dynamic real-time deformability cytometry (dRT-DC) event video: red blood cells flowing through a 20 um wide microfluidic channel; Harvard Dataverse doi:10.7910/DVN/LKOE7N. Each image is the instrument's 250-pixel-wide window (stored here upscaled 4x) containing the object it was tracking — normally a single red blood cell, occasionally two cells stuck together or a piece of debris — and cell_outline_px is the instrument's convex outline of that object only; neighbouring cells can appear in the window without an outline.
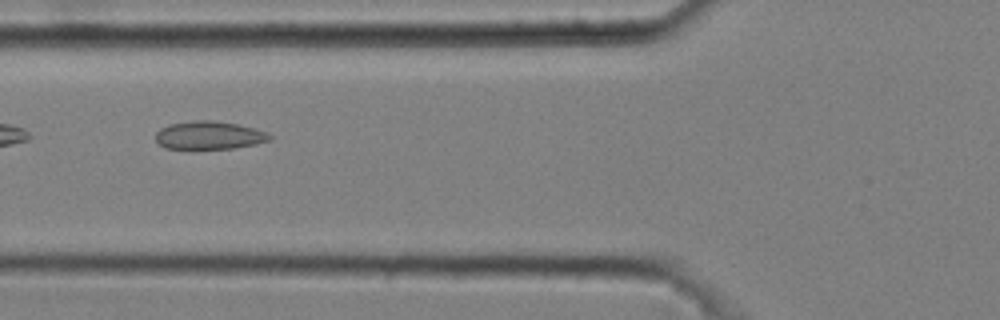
{"species": "common noctule bat (a hibernating species)", "species_latin": "Nyctalus noctula", "temperature_condition": "cold", "stored_images_in_passage": 12, "camera_frame_rate_fps": 3000, "um_per_image_px": 0.085, "animal": {"sex": "male", "body_mass_g": 20.4}, "frame": {"image": 1, "passage_image": 5, "time_ms": 1.333, "image_size_px": [1000, 320], "cell_outline_px": [[272, 140], [256, 144], [236, 148], [192, 152], [164, 148], [156, 140], [156, 132], [160, 128], [168, 124], [192, 120], [212, 120], [236, 124], [256, 128], [268, 132], [272, 136]], "centroid_in_image_um": [17.76, 11.55], "position_along_channel_um": 108.0, "area_um2": 19.83}}
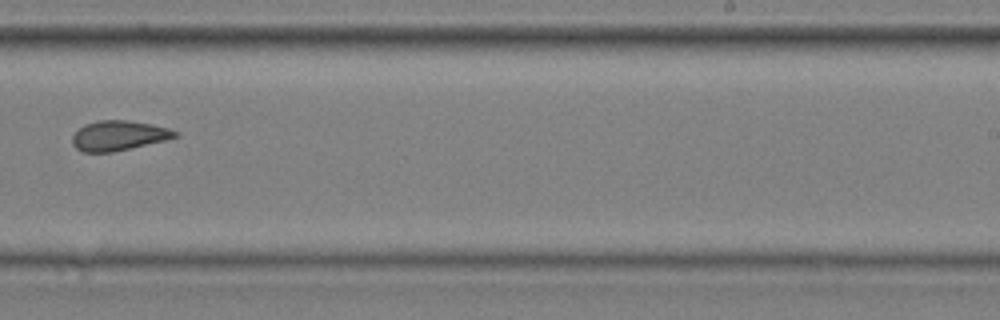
{"frame": {"image": 2, "passage_image": 9, "time_ms": 2.667, "image_size_px": [1000, 320], "cell_outline_px": [[180, 136], [164, 140], [112, 152], [84, 152], [76, 148], [72, 144], [72, 136], [84, 124], [100, 120], [128, 120], [152, 124], [168, 128], [180, 132]], "centroid_in_image_um": [10.1, 11.51], "position_along_channel_um": 278.9, "area_um2": 17.8}}
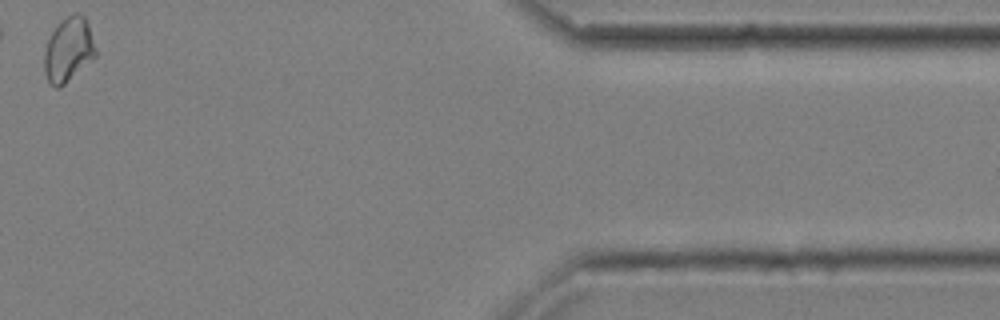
{"frame": {"image": 3, "passage_image": 12, "time_ms": 3.667, "image_size_px": [1000, 320], "cell_outline_px": [[96, 56], [60, 88], [56, 88], [48, 80], [44, 72], [44, 52], [48, 36], [68, 16], [76, 12], [80, 12], [88, 20], [96, 48]], "centroid_in_image_um": [5.83, 4.22], "position_along_channel_um": 405.6, "area_um2": 19.25}}